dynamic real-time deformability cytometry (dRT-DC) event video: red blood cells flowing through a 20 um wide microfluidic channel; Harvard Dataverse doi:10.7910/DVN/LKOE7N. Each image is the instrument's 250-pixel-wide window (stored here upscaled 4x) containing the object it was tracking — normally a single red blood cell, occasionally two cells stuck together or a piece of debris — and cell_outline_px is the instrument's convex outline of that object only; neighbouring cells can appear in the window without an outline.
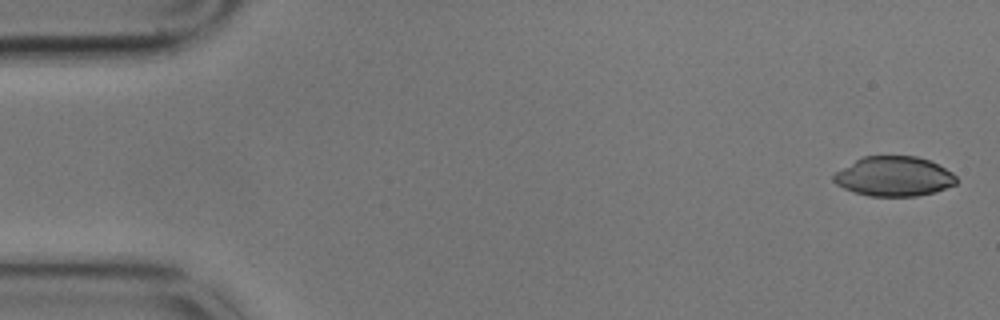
{"species": "common noctule bat (a hibernating species)", "species_latin": "Nyctalus noctula", "temperature_condition": "cold", "stored_images_in_passage": 21, "camera_frame_rate_fps": 3000, "um_per_image_px": 0.085, "animal": {"sex": "male", "body_mass_g": 17.9}, "frame": {"image": 1, "passage_image": 1, "time_ms": 0.0, "image_size_px": [1000, 320], "cell_outline_px": [[956, 184], [936, 192], [916, 196], [868, 196], [852, 192], [836, 184], [832, 180], [832, 176], [836, 172], [856, 160], [864, 156], [916, 156], [928, 160], [952, 172], [956, 176]], "centroid_in_image_um": [75.98, 15.01], "position_along_channel_um": 9.0, "area_um2": 28.32}}